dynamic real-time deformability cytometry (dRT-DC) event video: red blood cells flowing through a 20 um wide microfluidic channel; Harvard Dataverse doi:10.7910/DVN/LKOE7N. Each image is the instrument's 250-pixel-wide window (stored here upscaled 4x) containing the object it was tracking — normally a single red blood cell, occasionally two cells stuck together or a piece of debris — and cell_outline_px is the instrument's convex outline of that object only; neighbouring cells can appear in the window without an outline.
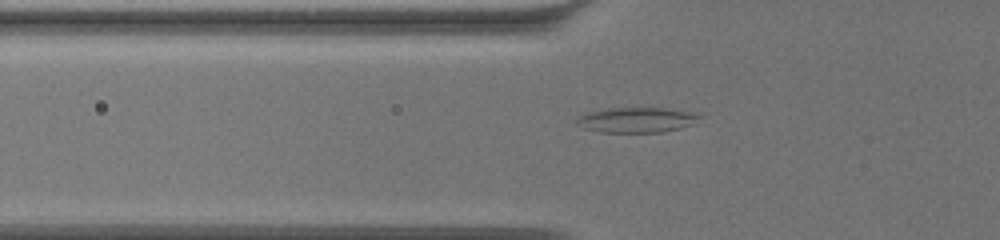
{"species": "common noctule bat (a hibernating species)", "species_latin": "Nyctalus noctula", "temperature_condition": "warm", "stored_images_in_passage": 37, "camera_frame_rate_fps": 3000, "um_per_image_px": 0.085, "animal": {"sex": "female", "body_mass_g": 19.5, "forearm_length_mm": 54.1}, "frame": {"image": 1, "passage_image": 2, "time_ms": 0.333, "image_size_px": [1000, 240], "cell_outline_px": [[700, 116], [692, 124], [680, 128], [660, 132], [600, 132], [580, 128], [576, 124], [576, 120], [580, 116], [588, 112], [608, 108], [668, 108], [688, 112]], "centroid_in_image_um": [54.02, 10.2], "position_along_channel_um": 71.8, "area_um2": 17.8}}
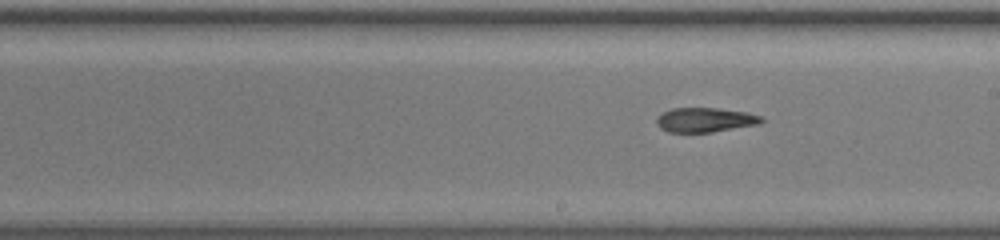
{"frame": {"image": 2, "passage_image": 16, "time_ms": 5.0, "image_size_px": [1000, 240], "cell_outline_px": [[764, 120], [760, 124], [712, 132], [668, 132], [660, 128], [656, 124], [656, 116], [672, 108], [716, 108], [748, 112], [760, 116]], "centroid_in_image_um": [59.92, 10.19], "position_along_channel_um": 229.1, "area_um2": 15.03}}
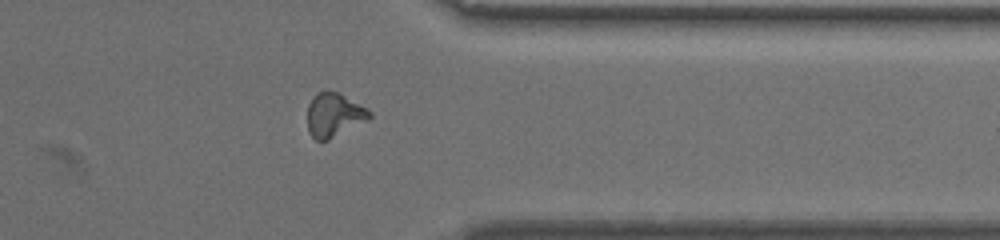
{"frame": {"image": 3, "passage_image": 30, "time_ms": 9.667, "image_size_px": [1000, 240], "cell_outline_px": [[372, 116], [328, 140], [316, 140], [308, 132], [308, 104], [316, 92], [324, 88], [340, 92], [368, 108], [372, 112]], "centroid_in_image_um": [28.37, 9.7], "position_along_channel_um": 383.0, "area_um2": 16.01}}